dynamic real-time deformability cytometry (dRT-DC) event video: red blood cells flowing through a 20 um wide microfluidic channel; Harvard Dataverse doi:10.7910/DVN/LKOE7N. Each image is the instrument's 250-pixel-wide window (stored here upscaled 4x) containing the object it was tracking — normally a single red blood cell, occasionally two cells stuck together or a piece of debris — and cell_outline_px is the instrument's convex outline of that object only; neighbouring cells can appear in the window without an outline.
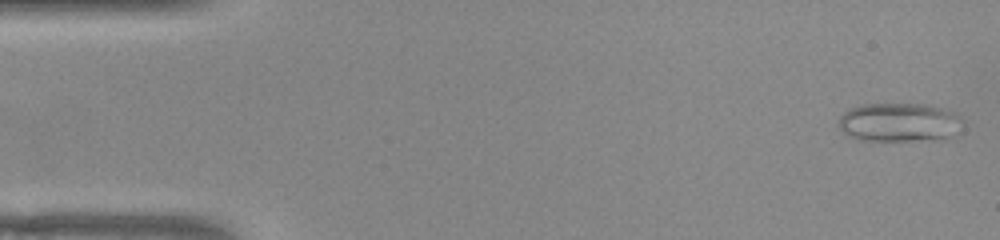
{"species": "common noctule bat (a hibernating species)", "species_latin": "Nyctalus noctula", "temperature_condition": "warm", "stored_images_in_passage": 47, "camera_frame_rate_fps": 3000, "um_per_image_px": 0.085, "animal": {"sex": "female", "body_mass_g": 22.0, "forearm_length_mm": 56.7}, "frame": {"image": 1, "passage_image": 2, "time_ms": 0.333, "image_size_px": [1000, 240], "cell_outline_px": [[964, 120], [952, 136], [944, 140], [856, 140], [848, 136], [840, 128], [840, 116], [844, 112], [852, 108], [864, 104], [928, 104], [952, 112], [960, 116]], "centroid_in_image_um": [76.45, 10.41], "position_along_channel_um": 8.6, "area_um2": 28.03}}
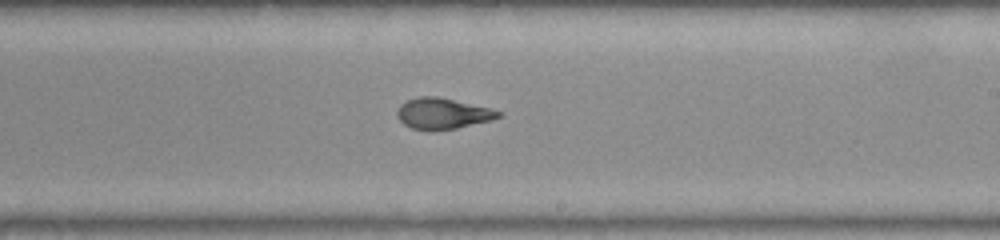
{"frame": {"image": 2, "passage_image": 30, "time_ms": 9.667, "image_size_px": [1000, 240], "cell_outline_px": [[504, 116], [492, 120], [456, 128], [432, 132], [428, 132], [412, 128], [404, 124], [396, 116], [396, 112], [400, 104], [408, 100], [420, 96], [436, 96], [488, 108], [504, 112]], "centroid_in_image_um": [37.62, 9.67], "position_along_channel_um": 251.4, "area_um2": 18.44}}
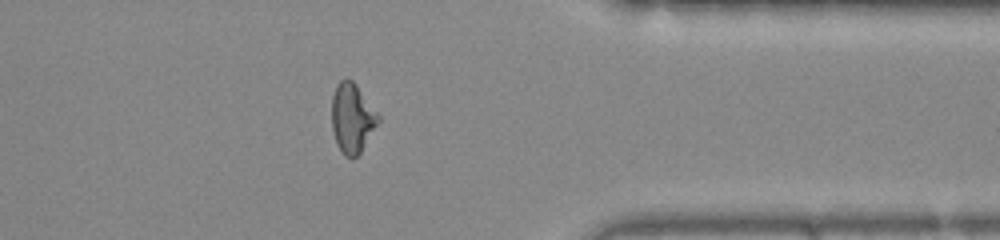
{"frame": {"image": 3, "passage_image": 41, "time_ms": 13.333, "image_size_px": [1000, 240], "cell_outline_px": [[380, 120], [360, 152], [352, 160], [344, 156], [336, 144], [332, 128], [332, 96], [340, 80], [352, 80], [356, 84], [380, 116]], "centroid_in_image_um": [29.93, 10.07], "position_along_channel_um": 381.5, "area_um2": 18.67}}